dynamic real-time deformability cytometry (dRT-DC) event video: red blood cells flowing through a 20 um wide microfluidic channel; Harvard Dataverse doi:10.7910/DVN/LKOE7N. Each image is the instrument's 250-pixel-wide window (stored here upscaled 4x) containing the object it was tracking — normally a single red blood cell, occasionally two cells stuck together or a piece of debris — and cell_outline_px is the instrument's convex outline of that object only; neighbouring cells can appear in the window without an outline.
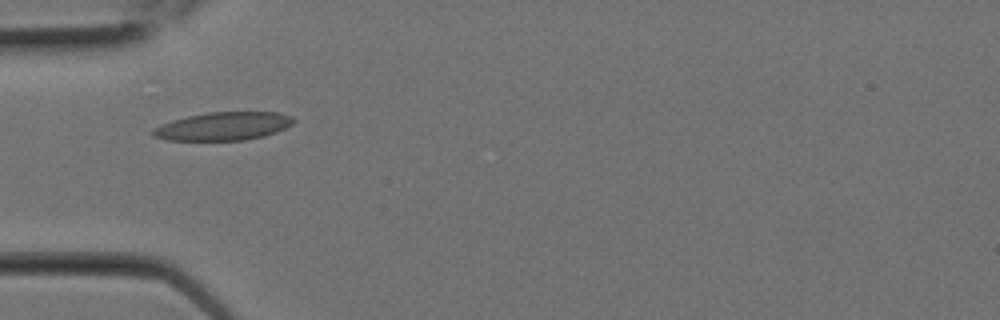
{"species": "Egyptian fruit bat (a non-hibernating species)", "species_latin": "Rousettus aegyptiacus", "temperature_condition": "room temperature", "stored_images_in_passage": 3, "camera_frame_rate_fps": 3000, "um_per_image_px": 0.085, "animal": {"sex": "female"}, "frame": {"image": 1, "passage_image": 2, "time_ms": 0.333, "image_size_px": [1000, 320], "cell_outline_px": [[296, 120], [292, 124], [276, 132], [264, 136], [244, 140], [168, 140], [152, 136], [152, 128], [160, 124], [172, 120], [188, 116], [208, 112], [280, 112], [292, 116]], "centroid_in_image_um": [18.98, 10.72], "position_along_channel_um": 66.0, "area_um2": 23.18}}
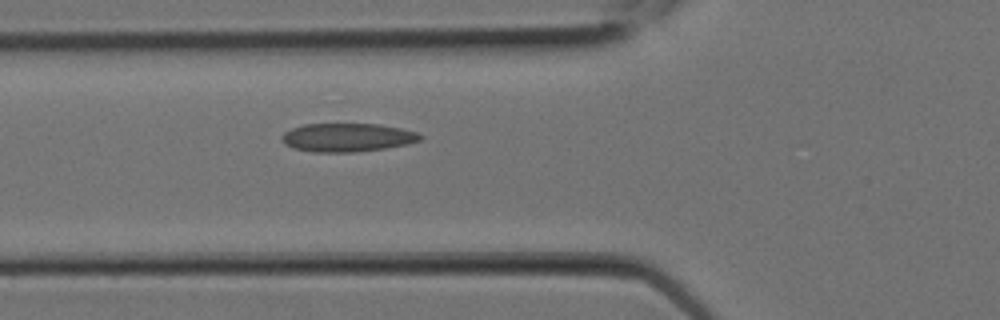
{"frame": {"image": 2, "passage_image": 3, "time_ms": 0.667, "image_size_px": [1000, 320], "cell_outline_px": [[424, 136], [420, 140], [404, 144], [384, 148], [352, 152], [316, 152], [292, 148], [284, 144], [280, 140], [280, 136], [284, 132], [292, 128], [304, 124], [380, 124], [400, 128], [416, 132]], "centroid_in_image_um": [29.46, 11.68], "position_along_channel_um": 96.3, "area_um2": 22.89}}